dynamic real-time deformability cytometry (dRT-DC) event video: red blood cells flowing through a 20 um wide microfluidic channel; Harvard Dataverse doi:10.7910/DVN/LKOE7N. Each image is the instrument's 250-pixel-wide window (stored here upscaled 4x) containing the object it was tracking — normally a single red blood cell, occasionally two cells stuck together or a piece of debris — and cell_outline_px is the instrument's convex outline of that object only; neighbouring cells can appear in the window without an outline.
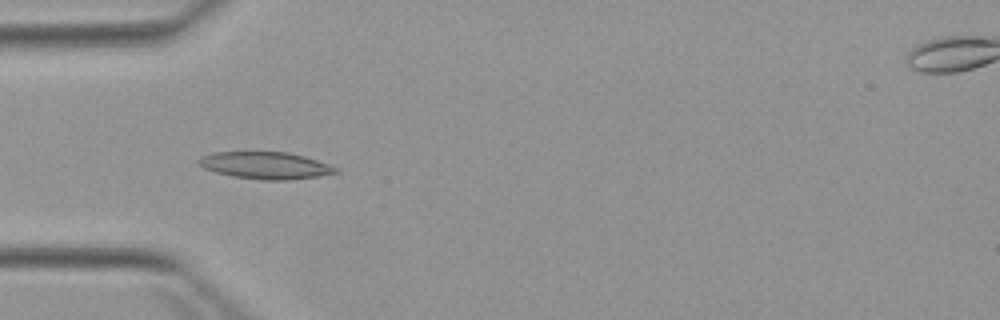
{"species": "Egyptian fruit bat (a non-hibernating species)", "species_latin": "Rousettus aegyptiacus", "temperature_condition": "warm", "stored_images_in_passage": 5, "camera_frame_rate_fps": 3000, "um_per_image_px": 0.085, "animal": {"sex": "female"}, "frame": {"image": 1, "passage_image": 3, "time_ms": 2.667, "image_size_px": [1000, 320], "cell_outline_px": [[340, 172], [320, 176], [288, 180], [260, 180], [232, 176], [216, 172], [204, 168], [196, 160], [200, 156], [212, 152], [288, 152], [304, 156], [332, 164], [340, 168]], "centroid_in_image_um": [22.62, 14.06], "position_along_channel_um": 62.4, "area_um2": 21.91}}
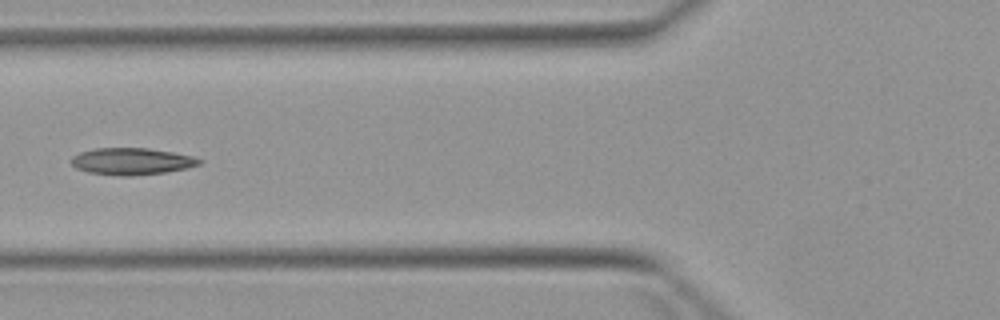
{"frame": {"image": 2, "passage_image": 4, "time_ms": 4.0, "image_size_px": [1000, 320], "cell_outline_px": [[204, 160], [200, 164], [188, 168], [164, 172], [132, 176], [120, 176], [88, 172], [76, 168], [68, 160], [72, 156], [80, 152], [96, 148], [148, 148], [172, 152], [192, 156]], "centroid_in_image_um": [11.18, 13.71], "position_along_channel_um": 114.6, "area_um2": 20.11}}
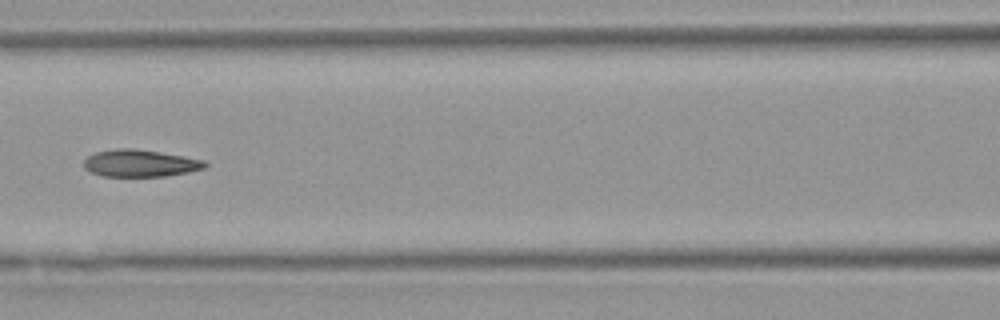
{"frame": {"image": 3, "passage_image": 5, "time_ms": 5.0, "image_size_px": [1000, 320], "cell_outline_px": [[208, 164], [204, 168], [188, 172], [164, 176], [104, 176], [88, 172], [84, 168], [84, 160], [88, 156], [96, 152], [120, 148], [128, 148], [160, 152], [184, 156], [204, 160]], "centroid_in_image_um": [11.89, 13.88], "position_along_channel_um": 154.7, "area_um2": 19.02}}